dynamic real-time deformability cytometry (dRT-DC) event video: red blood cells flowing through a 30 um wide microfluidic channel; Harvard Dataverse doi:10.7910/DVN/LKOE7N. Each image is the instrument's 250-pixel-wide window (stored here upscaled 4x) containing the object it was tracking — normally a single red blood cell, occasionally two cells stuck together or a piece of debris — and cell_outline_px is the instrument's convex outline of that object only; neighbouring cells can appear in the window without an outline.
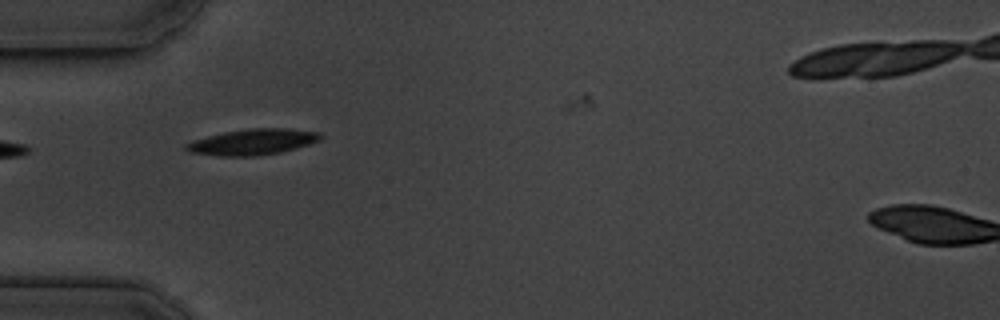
{"species": "common noctule bat (a hibernating species)", "species_latin": "Nyctalus noctula", "temperature_condition": "cold", "stored_images_in_passage": 29, "camera_frame_rate_fps": 3000, "um_per_image_px": 0.085, "animal": {"sex": "male", "body_mass_g": 19.5, "forearm_length_mm": 54.6}, "frame": {"image": 1, "passage_image": 1, "time_ms": 0.0, "image_size_px": [1000, 320], "cell_outline_px": [[324, 136], [320, 140], [296, 148], [280, 152], [256, 156], [220, 156], [188, 152], [184, 148], [184, 144], [192, 140], [224, 132], [252, 128], [288, 128], [320, 132]], "centroid_in_image_um": [21.47, 12.06], "position_along_channel_um": 63.5, "area_um2": 20.35}}